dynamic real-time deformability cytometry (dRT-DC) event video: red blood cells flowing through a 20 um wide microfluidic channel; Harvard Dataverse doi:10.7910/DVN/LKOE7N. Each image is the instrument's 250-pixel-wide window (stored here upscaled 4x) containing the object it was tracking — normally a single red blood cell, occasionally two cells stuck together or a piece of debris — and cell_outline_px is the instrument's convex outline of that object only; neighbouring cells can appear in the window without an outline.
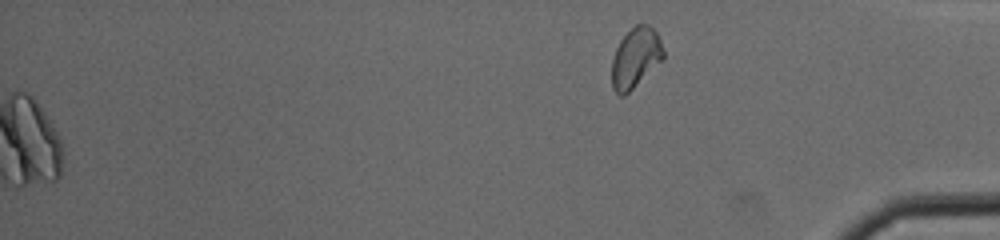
{"species": "common noctule bat (a hibernating species)", "species_latin": "Nyctalus noctula", "temperature_condition": "cold", "stored_images_in_passage": 45, "segment_of_instrument_passage": [2, 2], "camera_frame_rate_fps": 3000, "um_per_image_px": 0.085, "animal": {"sex": "male", "body_mass_g": 19.0, "forearm_length_mm": 50.8}, "frame": {"image": 1, "passage_image": 45, "time_ms": 14.667, "image_size_px": [1000, 240], "cell_outline_px": [[664, 56], [624, 96], [620, 96], [612, 88], [612, 60], [616, 48], [620, 40], [636, 24], [648, 24], [656, 32], [660, 40], [664, 52]], "centroid_in_image_um": [53.99, 4.89], "position_along_channel_um": 381.2, "area_um2": 17.46}}